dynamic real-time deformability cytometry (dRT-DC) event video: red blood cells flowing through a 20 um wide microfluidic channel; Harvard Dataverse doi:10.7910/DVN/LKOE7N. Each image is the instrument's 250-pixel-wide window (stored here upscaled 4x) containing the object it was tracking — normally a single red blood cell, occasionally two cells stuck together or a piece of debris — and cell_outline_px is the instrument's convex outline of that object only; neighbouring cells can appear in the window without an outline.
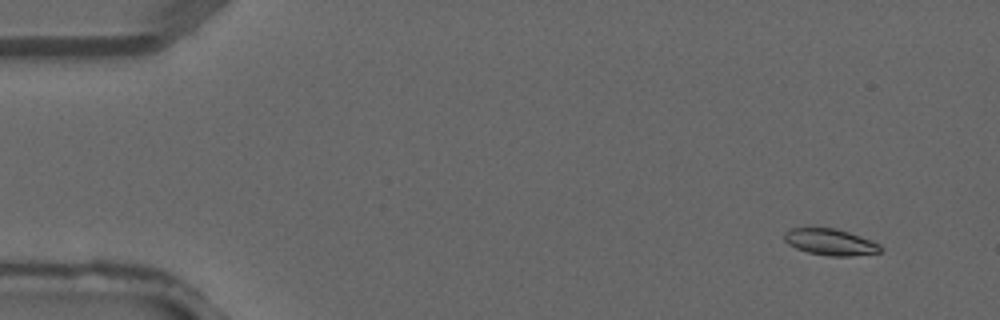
{"species": "common noctule bat (a hibernating species)", "species_latin": "Nyctalus noctula", "temperature_condition": "warm", "stored_images_in_passage": 2, "camera_frame_rate_fps": 3000, "um_per_image_px": 0.085, "animal": {"sex": "male", "forearm_length_mm": 52.5}, "frame": {"image": 1, "passage_image": 2, "time_ms": 0.333, "image_size_px": [1000, 320], "cell_outline_px": [[884, 248], [880, 252], [852, 256], [828, 256], [808, 252], [796, 248], [788, 244], [784, 240], [784, 232], [792, 228], [836, 228], [872, 240], [880, 244]], "centroid_in_image_um": [70.6, 20.58], "position_along_channel_um": 14.4, "area_um2": 14.85}}